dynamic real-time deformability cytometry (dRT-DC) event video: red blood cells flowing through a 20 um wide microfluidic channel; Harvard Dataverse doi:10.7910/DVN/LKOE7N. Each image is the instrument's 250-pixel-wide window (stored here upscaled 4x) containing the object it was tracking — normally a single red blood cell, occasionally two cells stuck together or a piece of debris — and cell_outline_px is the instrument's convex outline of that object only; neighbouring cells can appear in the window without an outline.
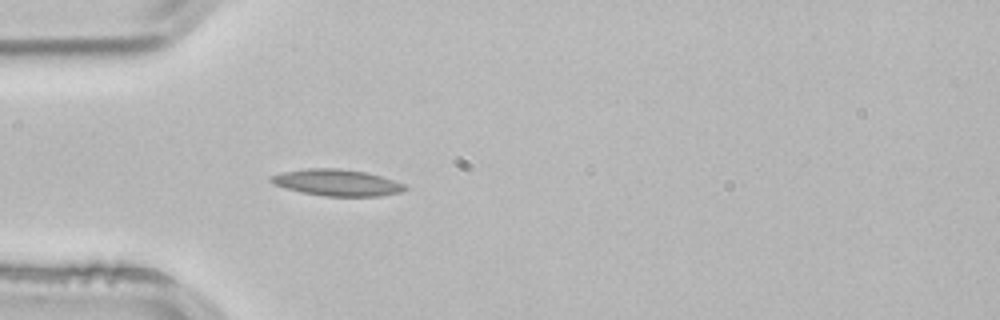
{"species": "common noctule bat (a hibernating species)", "species_latin": "Nyctalus noctula", "temperature_condition": "room temperature", "stored_images_in_passage": 2, "camera_frame_rate_fps": 3000, "um_per_image_px": 0.085, "animal": {"sex": "male", "body_mass_g": 21.5, "forearm_length_mm": 52.0}, "frame": {"image": 1, "passage_image": 2, "time_ms": 0.333, "image_size_px": [1000, 320], "cell_outline_px": [[408, 188], [400, 192], [380, 196], [324, 196], [300, 192], [272, 184], [268, 180], [268, 176], [284, 172], [308, 168], [336, 168], [368, 172], [404, 184]], "centroid_in_image_um": [28.6, 15.52], "position_along_channel_um": 56.4, "area_um2": 20.69}}